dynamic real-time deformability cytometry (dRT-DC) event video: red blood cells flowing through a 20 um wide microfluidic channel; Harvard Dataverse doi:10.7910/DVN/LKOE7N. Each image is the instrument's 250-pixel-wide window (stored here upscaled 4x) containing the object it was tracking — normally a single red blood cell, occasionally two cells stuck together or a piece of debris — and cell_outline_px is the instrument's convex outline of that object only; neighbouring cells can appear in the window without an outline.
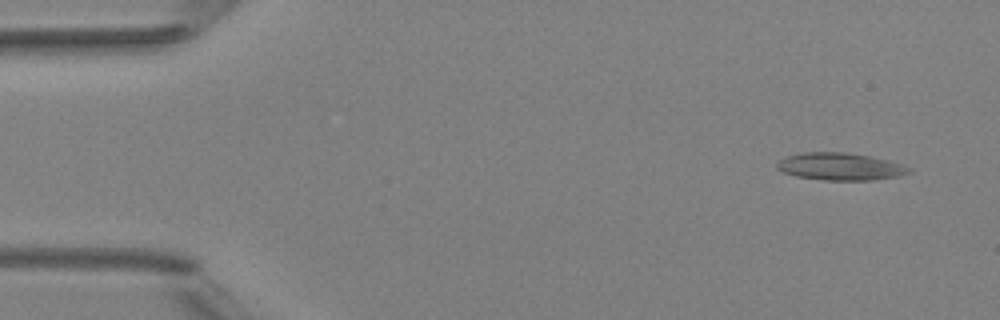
{"species": "Egyptian fruit bat (a non-hibernating species)", "species_latin": "Rousettus aegyptiacus", "temperature_condition": "room temperature", "stored_images_in_passage": 6, "camera_frame_rate_fps": 3000, "um_per_image_px": 0.085, "animal": {"sex": "female"}, "frame": {"image": 1, "passage_image": 1, "time_ms": 0.0, "image_size_px": [1000, 320], "cell_outline_px": [[912, 172], [900, 176], [872, 180], [824, 180], [796, 176], [784, 172], [776, 168], [776, 164], [780, 160], [788, 156], [804, 152], [848, 152], [888, 160], [904, 164], [912, 168]], "centroid_in_image_um": [71.47, 14.16], "position_along_channel_um": 13.5, "area_um2": 21.1}}
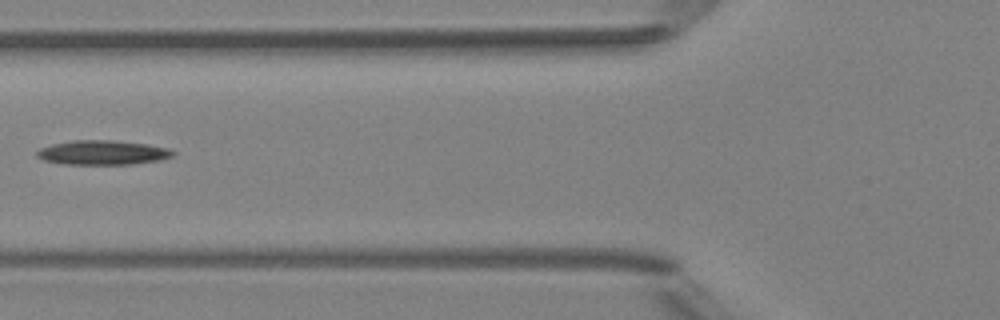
{"frame": {"image": 2, "passage_image": 5, "time_ms": 5.333, "image_size_px": [1000, 320], "cell_outline_px": [[176, 152], [172, 156], [160, 160], [132, 164], [68, 164], [44, 160], [36, 156], [36, 152], [40, 148], [52, 144], [72, 140], [112, 140], [148, 144], [168, 148]], "centroid_in_image_um": [8.73, 12.96], "position_along_channel_um": 117.1, "area_um2": 19.31}}
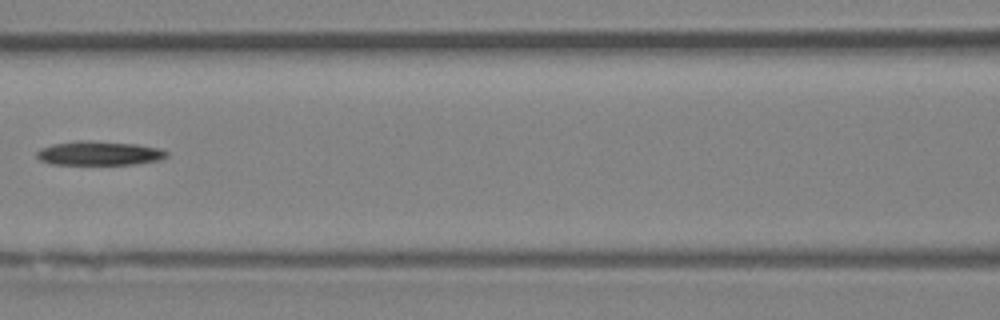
{"frame": {"image": 3, "passage_image": 6, "time_ms": 6.333, "image_size_px": [1000, 320], "cell_outline_px": [[168, 156], [160, 160], [136, 164], [52, 164], [40, 160], [36, 156], [36, 152], [40, 148], [52, 144], [76, 140], [88, 140], [136, 144], [160, 148], [168, 152]], "centroid_in_image_um": [8.43, 13.02], "position_along_channel_um": 158.2, "area_um2": 18.38}}